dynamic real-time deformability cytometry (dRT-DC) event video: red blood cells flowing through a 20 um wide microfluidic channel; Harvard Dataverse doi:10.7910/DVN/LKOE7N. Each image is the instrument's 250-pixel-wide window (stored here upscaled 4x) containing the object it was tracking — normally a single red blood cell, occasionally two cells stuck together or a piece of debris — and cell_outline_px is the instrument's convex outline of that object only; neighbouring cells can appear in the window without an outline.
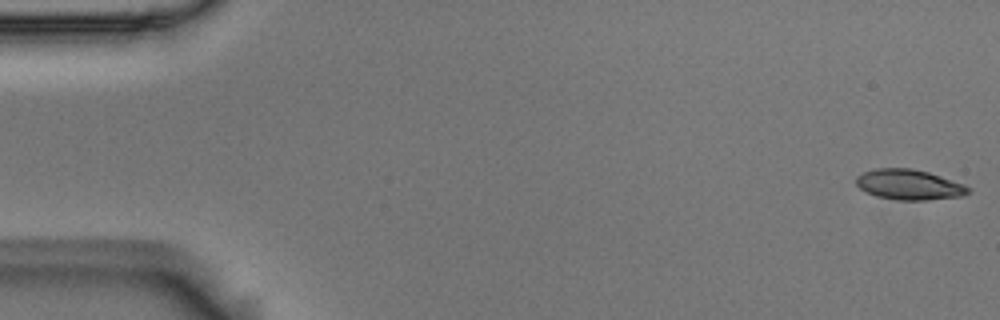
{"species": "Egyptian fruit bat (a non-hibernating species)", "species_latin": "Rousettus aegyptiacus", "temperature_condition": "room temperature", "stored_images_in_passage": 43, "camera_frame_rate_fps": 3000, "um_per_image_px": 0.085, "animal": {"sex": "male"}, "frame": {"image": 1, "passage_image": 1, "time_ms": 0.0, "image_size_px": [1000, 320], "cell_outline_px": [[972, 188], [964, 196], [924, 200], [896, 200], [876, 196], [860, 188], [856, 184], [856, 176], [864, 172], [876, 168], [912, 168], [928, 172], [964, 184]], "centroid_in_image_um": [77.28, 15.69], "position_along_channel_um": 7.7, "area_um2": 19.77}}
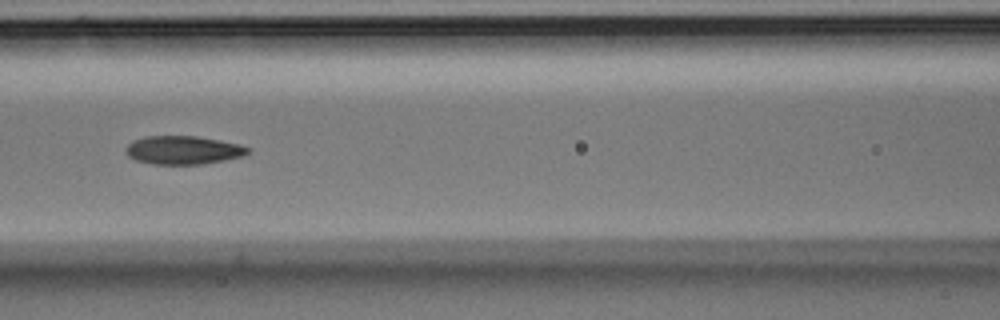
{"frame": {"image": 2, "passage_image": 24, "time_ms": 7.667, "image_size_px": [1000, 320], "cell_outline_px": [[252, 148], [248, 152], [240, 156], [224, 160], [204, 164], [152, 164], [136, 160], [128, 156], [124, 152], [124, 148], [132, 140], [144, 136], [196, 136], [220, 140], [240, 144]], "centroid_in_image_um": [15.53, 12.75], "position_along_channel_um": 151.1, "area_um2": 20.35}}
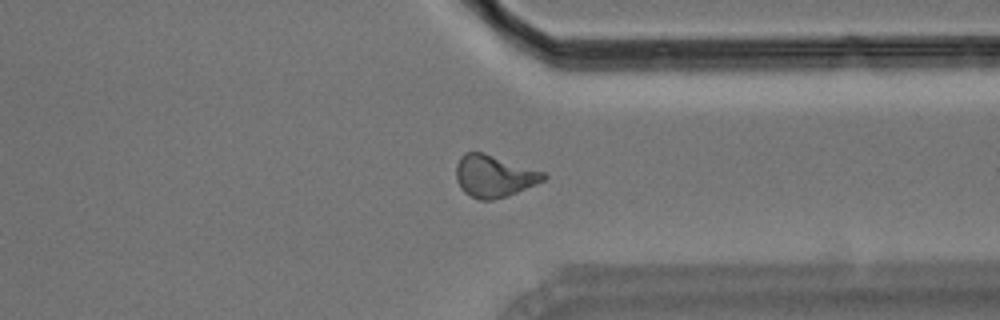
{"frame": {"image": 3, "passage_image": 42, "time_ms": 13.667, "image_size_px": [1000, 320], "cell_outline_px": [[548, 176], [544, 180], [536, 184], [508, 196], [492, 200], [480, 200], [464, 192], [460, 188], [456, 180], [456, 164], [460, 156], [464, 152], [484, 152], [544, 172]], "centroid_in_image_um": [41.97, 14.96], "position_along_channel_um": 369.4, "area_um2": 21.5}, "authors_computed_cell_mechanics": {"area_um2": 20.3456, "velocity_mm_per_s": 3.6594, "shape_relaxation_time_tau1_ms": 7.392, "shape_relaxation_time_tau2_ms": 2.9512, "deformation_change_tau1": 0.2009, "deformation_change_tau2": 0.1003}}